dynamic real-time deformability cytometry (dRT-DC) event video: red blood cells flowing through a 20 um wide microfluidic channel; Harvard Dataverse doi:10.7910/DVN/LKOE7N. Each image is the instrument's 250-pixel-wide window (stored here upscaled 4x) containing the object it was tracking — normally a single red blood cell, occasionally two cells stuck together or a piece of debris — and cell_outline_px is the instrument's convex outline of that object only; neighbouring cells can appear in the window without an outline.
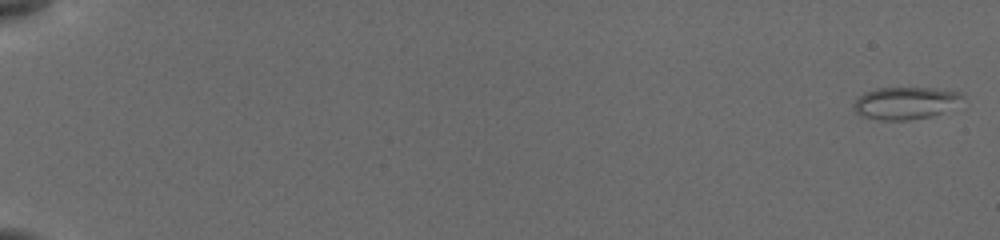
{"species": "common noctule bat (a hibernating species)", "species_latin": "Nyctalus noctula", "temperature_condition": "cold", "stored_images_in_passage": 44, "camera_frame_rate_fps": 3000, "um_per_image_px": 0.085, "animal": {"sex": "female", "body_mass_g": 19.5, "forearm_length_mm": 54.1}, "frame": {"image": 1, "passage_image": 1, "time_ms": 0.0, "image_size_px": [1000, 240], "cell_outline_px": [[964, 96], [940, 112], [928, 116], [908, 120], [880, 120], [860, 116], [852, 108], [852, 104], [864, 92], [876, 88], [932, 88], [960, 92]], "centroid_in_image_um": [76.82, 8.75], "position_along_channel_um": 8.2, "area_um2": 19.94}}
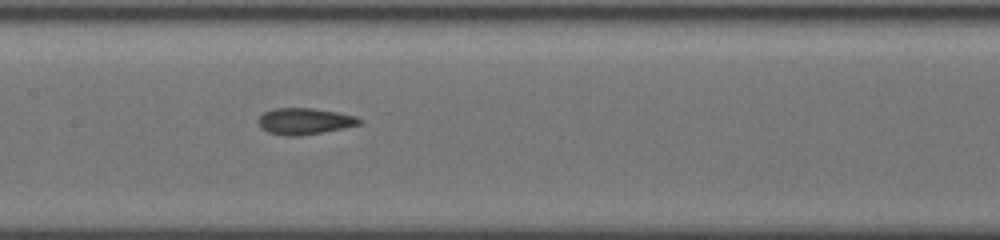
{"frame": {"image": 2, "passage_image": 27, "time_ms": 9.667, "image_size_px": [1000, 240], "cell_outline_px": [[364, 120], [360, 124], [344, 128], [300, 136], [284, 136], [268, 132], [260, 128], [256, 120], [264, 112], [276, 108], [312, 108], [336, 112], [356, 116]], "centroid_in_image_um": [25.87, 10.31], "position_along_channel_um": 181.5, "area_um2": 15.66}}
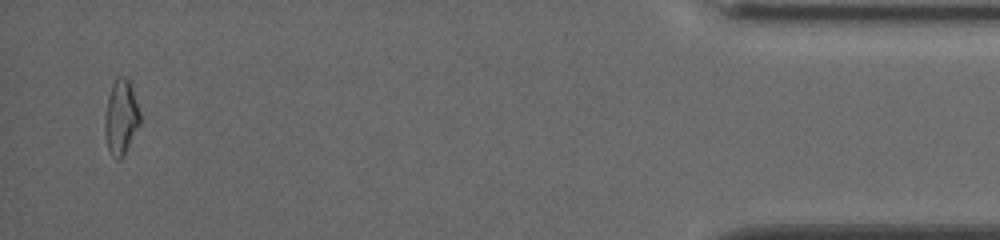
{"frame": {"image": 3, "passage_image": 44, "time_ms": 17.667, "image_size_px": [1000, 240], "cell_outline_px": [[140, 124], [124, 156], [120, 160], [116, 160], [112, 156], [108, 148], [104, 128], [104, 116], [108, 96], [112, 84], [116, 76], [124, 76], [128, 80], [140, 112]], "centroid_in_image_um": [10.27, 10.0], "position_along_channel_um": 424.9, "area_um2": 15.37}, "authors_computed_cell_mechanics": {"area_um2": 15.7216, "velocity_mm_per_s": 3.8706, "shape_relaxation_time_tau1_ms": 4.4953, "shape_relaxation_time_tau2_ms": 2.3702, "deformation_change_tau1": 0.1143, "deformation_change_tau2": 0.0783}}